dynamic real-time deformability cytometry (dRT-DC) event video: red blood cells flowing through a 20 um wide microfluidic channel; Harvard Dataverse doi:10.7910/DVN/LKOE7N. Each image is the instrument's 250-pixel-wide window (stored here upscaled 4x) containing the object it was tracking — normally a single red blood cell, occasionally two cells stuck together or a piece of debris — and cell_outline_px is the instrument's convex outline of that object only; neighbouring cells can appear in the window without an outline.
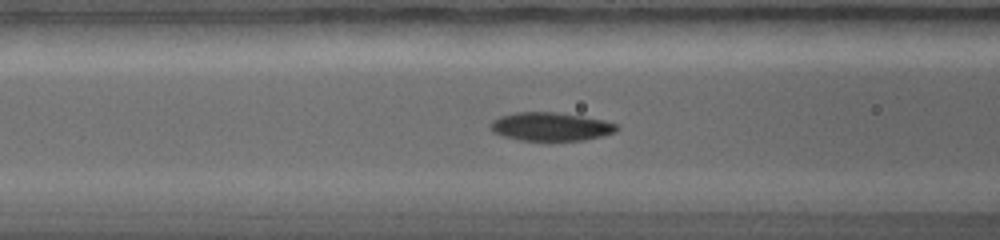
{"species": "common noctule bat (a hibernating species)", "species_latin": "Nyctalus noctula", "temperature_condition": "warm", "stored_images_in_passage": 20, "camera_frame_rate_fps": 5000, "um_per_image_px": 0.085, "animal": {"sex": "female", "body_mass_g": 19.0, "forearm_length_mm": 56.7}, "frame": {"image": 1, "passage_image": 5, "time_ms": 1.8, "image_size_px": [1000, 240], "cell_outline_px": [[620, 128], [616, 132], [584, 140], [520, 140], [504, 136], [492, 132], [492, 120], [500, 116], [516, 112], [556, 112], [604, 120], [616, 124]], "centroid_in_image_um": [46.82, 10.76], "position_along_channel_um": 119.8, "area_um2": 20.69}}
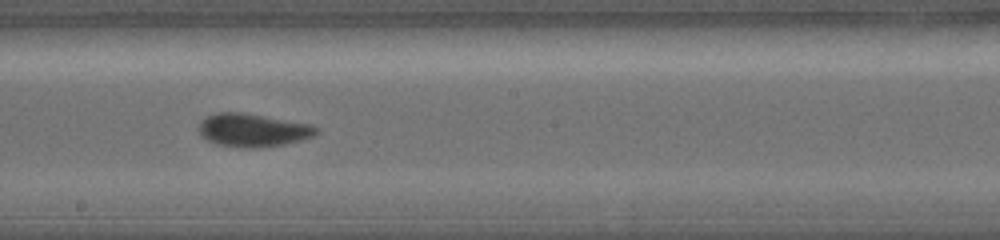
{"frame": {"image": 2, "passage_image": 10, "time_ms": 4.0, "image_size_px": [1000, 240], "cell_outline_px": [[320, 132], [312, 136], [300, 140], [284, 144], [256, 148], [248, 148], [216, 144], [208, 140], [196, 128], [200, 120], [216, 112], [244, 112], [312, 124], [320, 128]], "centroid_in_image_um": [21.5, 11.04], "position_along_channel_um": 226.7, "area_um2": 22.89}}
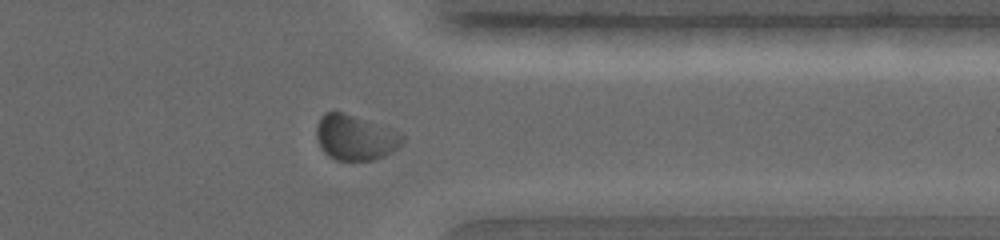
{"frame": {"image": 3, "passage_image": 17, "time_ms": 7.2, "image_size_px": [1000, 240], "cell_outline_px": [[404, 144], [384, 156], [372, 160], [336, 160], [328, 156], [320, 148], [316, 136], [316, 124], [320, 116], [324, 112], [332, 108], [392, 128], [400, 132], [404, 136]], "centroid_in_image_um": [30.17, 11.65], "position_along_channel_um": 381.2, "area_um2": 23.35}}